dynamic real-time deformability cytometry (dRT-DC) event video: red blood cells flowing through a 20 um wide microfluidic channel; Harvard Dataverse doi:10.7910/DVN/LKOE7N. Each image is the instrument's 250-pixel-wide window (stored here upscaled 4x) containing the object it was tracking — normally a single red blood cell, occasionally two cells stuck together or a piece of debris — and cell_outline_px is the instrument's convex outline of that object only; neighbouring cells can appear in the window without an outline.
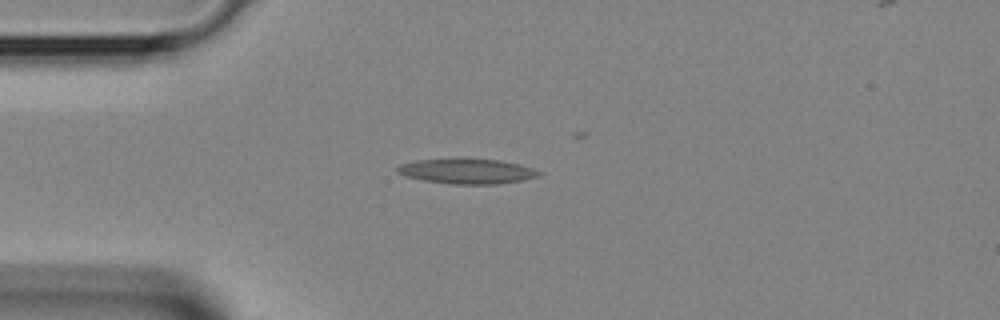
{"species": "Egyptian fruit bat (a non-hibernating species)", "species_latin": "Rousettus aegyptiacus", "temperature_condition": "room temperature", "stored_images_in_passage": 4, "camera_frame_rate_fps": 3000, "um_per_image_px": 0.085, "animal": {"sex": "female"}, "frame": {"image": 1, "passage_image": 2, "time_ms": 0.333, "image_size_px": [1000, 320], "cell_outline_px": [[540, 176], [520, 180], [496, 184], [452, 184], [424, 180], [404, 176], [396, 172], [396, 168], [400, 164], [416, 160], [500, 160], [532, 168], [540, 172]], "centroid_in_image_um": [39.65, 14.57], "position_along_channel_um": 45.4, "area_um2": 20.0}}